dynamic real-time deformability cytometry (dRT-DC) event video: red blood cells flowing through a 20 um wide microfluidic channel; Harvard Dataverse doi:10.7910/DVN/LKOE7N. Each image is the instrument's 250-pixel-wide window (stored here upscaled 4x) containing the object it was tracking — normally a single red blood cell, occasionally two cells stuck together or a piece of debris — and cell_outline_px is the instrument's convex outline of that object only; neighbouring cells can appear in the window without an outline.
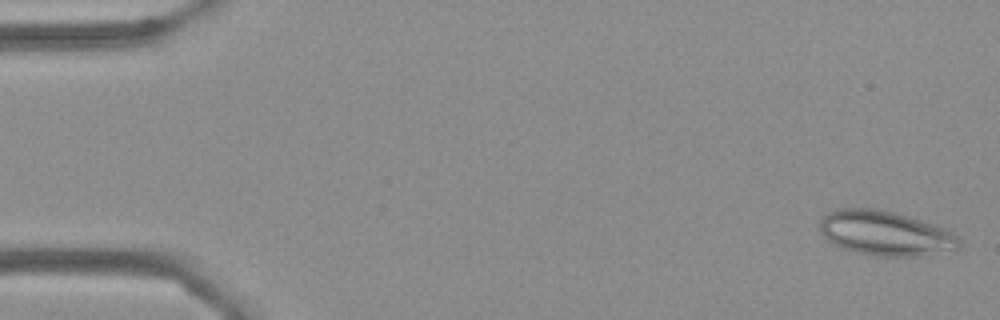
{"species": "Egyptian fruit bat (a non-hibernating species)", "species_latin": "Rousettus aegyptiacus", "temperature_condition": "cold", "stored_images_in_passage": 56, "camera_frame_rate_fps": 3000, "um_per_image_px": 0.085, "frame": {"image": 1, "passage_image": 2, "time_ms": 0.333, "image_size_px": [1000, 320], "cell_outline_px": [[960, 244], [956, 248], [920, 256], [876, 256], [840, 248], [832, 244], [824, 236], [820, 228], [820, 220], [828, 212], [836, 208], [872, 208], [892, 212], [908, 216], [936, 224], [960, 236]], "centroid_in_image_um": [75.24, 19.82], "position_along_channel_um": 9.8, "area_um2": 36.18}}
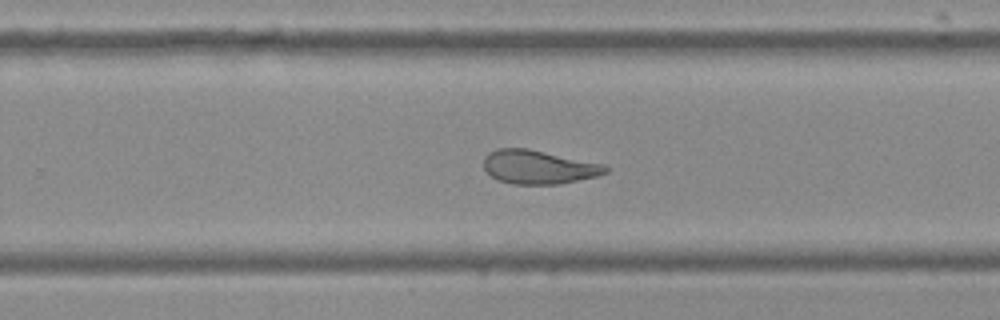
{"frame": {"image": 2, "passage_image": 36, "time_ms": 11.667, "image_size_px": [1000, 320], "cell_outline_px": [[608, 172], [596, 176], [560, 184], [512, 184], [496, 180], [484, 168], [484, 156], [488, 152], [496, 148], [528, 148], [604, 164], [608, 168]], "centroid_in_image_um": [45.75, 14.19], "position_along_channel_um": 284.0, "area_um2": 24.04}}
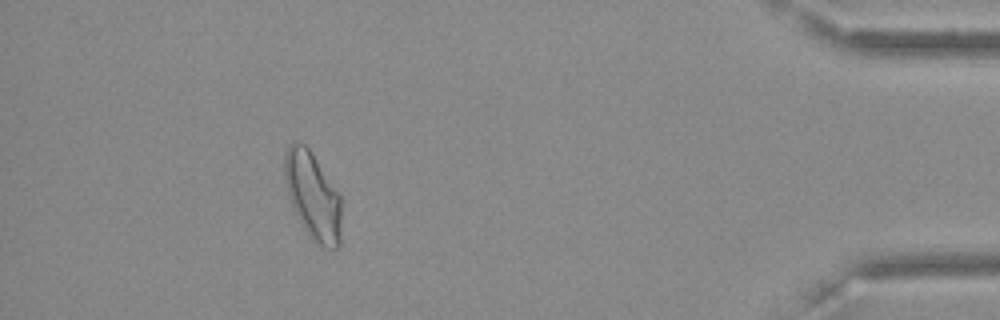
{"frame": {"image": 3, "passage_image": 51, "time_ms": 16.667, "image_size_px": [1000, 320], "cell_outline_px": [[340, 244], [336, 248], [324, 248], [316, 244], [312, 240], [304, 228], [292, 208], [284, 180], [284, 152], [288, 144], [292, 140], [296, 140], [304, 144], [312, 152], [340, 192]], "centroid_in_image_um": [26.57, 16.6], "position_along_channel_um": 408.6, "area_um2": 29.48}, "authors_computed_cell_mechanics": {"area_um2": 27.1371, "velocity_mm_per_s": 3.5831, "shape_relaxation_time_tau1_ms": 10.6496, "shape_relaxation_time_tau2_ms": 2.4337, "deformation_change_tau1": 0.1966, "deformation_change_tau2": 0.0959}}